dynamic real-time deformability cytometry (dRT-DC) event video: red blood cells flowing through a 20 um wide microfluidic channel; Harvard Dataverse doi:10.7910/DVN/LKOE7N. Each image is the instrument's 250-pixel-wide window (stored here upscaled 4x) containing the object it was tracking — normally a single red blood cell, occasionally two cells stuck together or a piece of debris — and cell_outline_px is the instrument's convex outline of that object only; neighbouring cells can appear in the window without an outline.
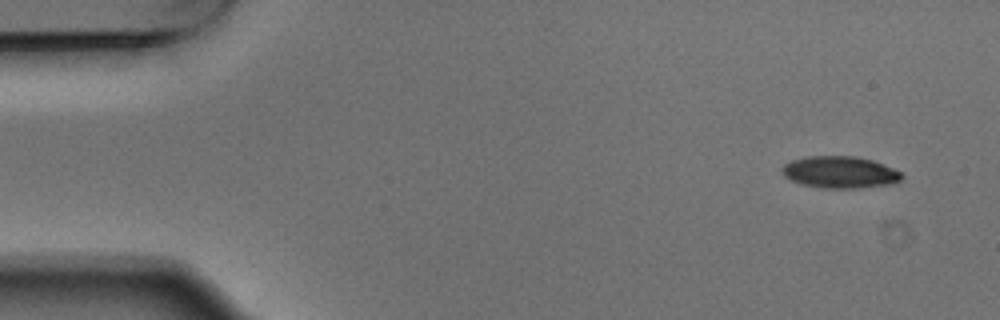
{"species": "Egyptian fruit bat (a non-hibernating species)", "species_latin": "Rousettus aegyptiacus", "temperature_condition": "warm", "stored_images_in_passage": 5, "camera_frame_rate_fps": 3000, "um_per_image_px": 0.085, "animal": {"sex": "male"}, "frame": {"image": 1, "passage_image": 1, "time_ms": 0.0, "image_size_px": [1000, 320], "cell_outline_px": [[904, 176], [900, 180], [892, 184], [860, 188], [824, 188], [804, 184], [792, 180], [784, 176], [780, 172], [780, 168], [784, 164], [792, 160], [804, 156], [856, 156], [872, 160], [892, 168], [900, 172]], "centroid_in_image_um": [71.37, 14.63], "position_along_channel_um": 13.6, "area_um2": 22.25}}
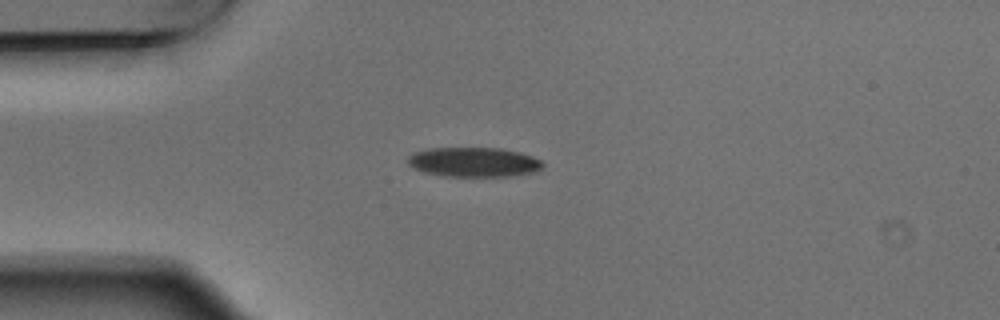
{"frame": {"image": 2, "passage_image": 4, "time_ms": 1.0, "image_size_px": [1000, 320], "cell_outline_px": [[544, 164], [536, 172], [508, 176], [448, 176], [424, 172], [408, 164], [408, 156], [412, 152], [424, 148], [500, 148], [520, 152], [532, 156], [540, 160]], "centroid_in_image_um": [40.26, 13.76], "position_along_channel_um": 44.7, "area_um2": 23.24}}
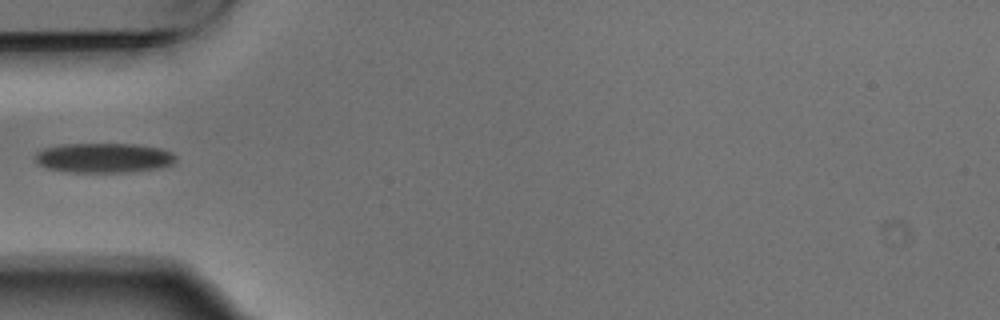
{"frame": {"image": 3, "passage_image": 5, "time_ms": 1.333, "image_size_px": [1000, 320], "cell_outline_px": [[176, 160], [172, 164], [160, 168], [124, 172], [68, 172], [44, 168], [36, 164], [36, 152], [44, 148], [60, 144], [136, 144], [160, 148], [172, 152], [176, 156]], "centroid_in_image_um": [8.79, 13.42], "position_along_channel_um": 76.2, "area_um2": 24.57}}